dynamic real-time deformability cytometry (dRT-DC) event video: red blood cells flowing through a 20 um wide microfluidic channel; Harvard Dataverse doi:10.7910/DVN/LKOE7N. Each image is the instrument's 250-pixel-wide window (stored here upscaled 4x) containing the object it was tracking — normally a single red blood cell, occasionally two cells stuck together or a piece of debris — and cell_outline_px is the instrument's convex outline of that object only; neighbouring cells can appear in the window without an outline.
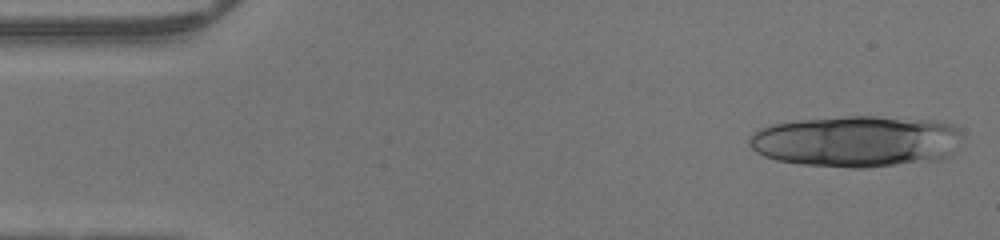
{"species": "human", "species_latin": "Homo sapiens", "temperature_condition": "warm", "stored_images_in_passage": 12, "camera_frame_rate_fps": 3000, "um_per_image_px": 0.085, "donor": {"sex": "male"}, "frame": {"image": 1, "passage_image": 1, "time_ms": 0.0, "image_size_px": [1000, 240], "cell_outline_px": [[960, 136], [952, 156], [940, 160], [868, 168], [848, 168], [804, 164], [776, 160], [764, 156], [756, 152], [748, 144], [748, 140], [752, 132], [760, 128], [772, 124], [796, 120], [848, 116], [876, 116], [932, 120], [952, 124], [960, 128]], "centroid_in_image_um": [72.81, 12.01], "position_along_channel_um": 12.2, "area_um2": 64.45}}